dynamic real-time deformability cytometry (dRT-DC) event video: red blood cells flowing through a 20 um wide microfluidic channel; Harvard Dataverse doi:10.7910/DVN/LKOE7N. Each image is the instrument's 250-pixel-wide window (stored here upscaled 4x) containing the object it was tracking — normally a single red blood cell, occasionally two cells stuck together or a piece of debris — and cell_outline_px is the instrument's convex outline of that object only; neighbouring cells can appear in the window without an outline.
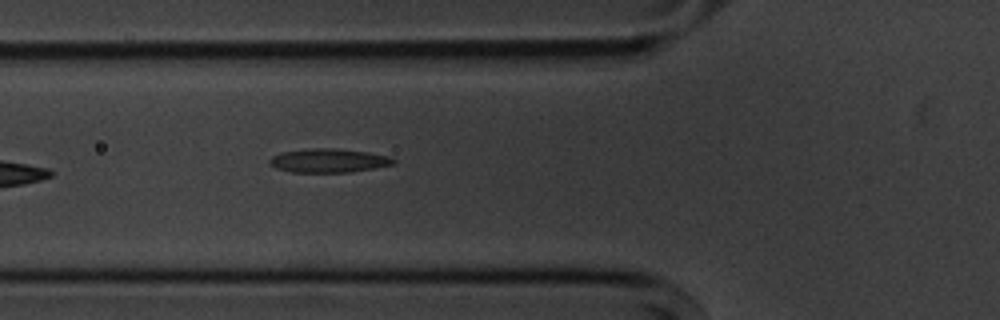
{"species": "common noctule bat (a hibernating species)", "species_latin": "Nyctalus noctula", "temperature_condition": "cold", "stored_images_in_passage": 6, "camera_frame_rate_fps": 3000, "um_per_image_px": 0.085, "animal": {"sex": "male", "body_mass_g": 20.1, "forearm_length_mm": 53.5}, "frame": {"image": 1, "passage_image": 6, "time_ms": 6.0, "image_size_px": [1000, 320], "cell_outline_px": [[396, 160], [392, 164], [372, 168], [348, 172], [292, 172], [276, 168], [268, 164], [268, 160], [272, 156], [280, 152], [308, 148], [336, 148], [368, 152], [392, 156]], "centroid_in_image_um": [27.89, 13.63], "position_along_channel_um": 97.9, "area_um2": 17.28}}